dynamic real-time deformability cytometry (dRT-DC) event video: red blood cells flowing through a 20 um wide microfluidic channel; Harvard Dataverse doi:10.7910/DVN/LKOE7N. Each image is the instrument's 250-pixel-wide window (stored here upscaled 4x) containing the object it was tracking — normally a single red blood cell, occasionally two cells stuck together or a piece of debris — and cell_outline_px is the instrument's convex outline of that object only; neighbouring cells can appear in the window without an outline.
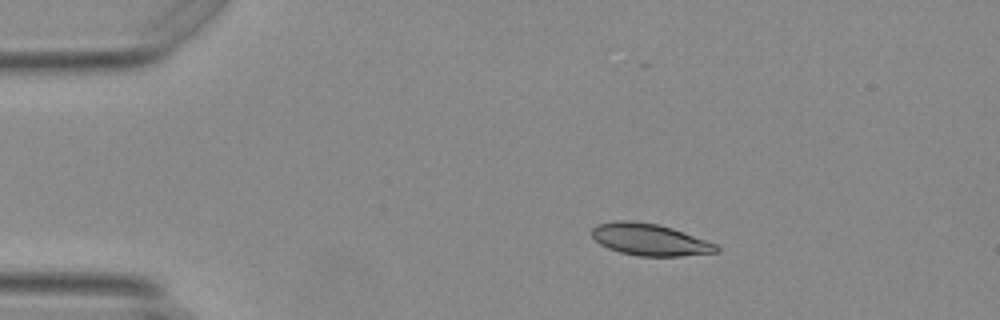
{"species": "Egyptian fruit bat (a non-hibernating species)", "species_latin": "Rousettus aegyptiacus", "temperature_condition": "warm", "stored_images_in_passage": 24, "camera_frame_rate_fps": 3000, "um_per_image_px": 0.085, "animal": {"sex": "female"}, "frame": {"image": 1, "passage_image": 1, "time_ms": 0.0, "image_size_px": [1000, 320], "cell_outline_px": [[720, 252], [680, 256], [640, 256], [620, 252], [608, 248], [600, 244], [592, 236], [592, 228], [596, 224], [616, 220], [632, 220], [656, 224], [672, 228], [716, 244], [720, 248]], "centroid_in_image_um": [55.21, 20.36], "position_along_channel_um": 29.8, "area_um2": 23.06}}
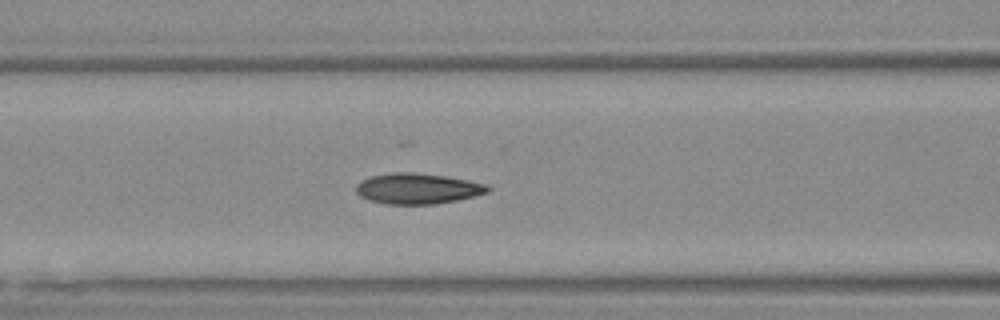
{"frame": {"image": 2, "passage_image": 14, "time_ms": 4.333, "image_size_px": [1000, 320], "cell_outline_px": [[492, 188], [488, 192], [476, 196], [436, 204], [384, 204], [368, 200], [360, 196], [356, 192], [356, 184], [360, 180], [372, 176], [392, 172], [408, 172], [444, 176], [488, 184]], "centroid_in_image_um": [35.48, 16.04], "position_along_channel_um": 131.1, "area_um2": 23.58}}
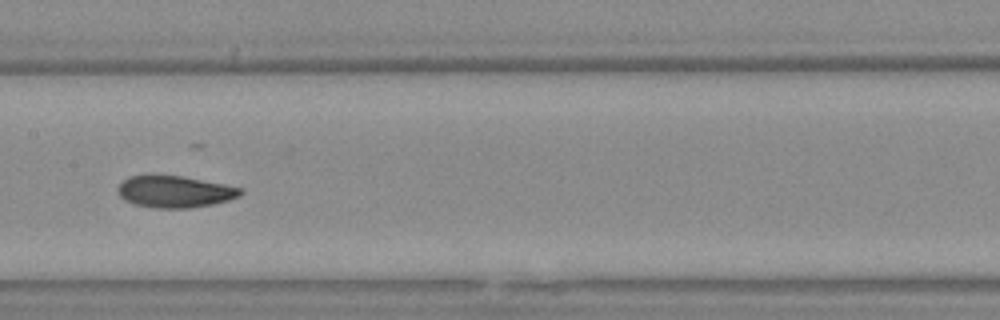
{"frame": {"image": 3, "passage_image": 19, "time_ms": 6.0, "image_size_px": [1000, 320], "cell_outline_px": [[244, 192], [240, 196], [228, 200], [212, 204], [188, 208], [156, 208], [132, 204], [124, 200], [120, 196], [120, 184], [128, 176], [148, 172], [152, 172], [184, 176], [224, 184], [240, 188]], "centroid_in_image_um": [14.81, 16.25], "position_along_channel_um": 192.6, "area_um2": 23.29}}